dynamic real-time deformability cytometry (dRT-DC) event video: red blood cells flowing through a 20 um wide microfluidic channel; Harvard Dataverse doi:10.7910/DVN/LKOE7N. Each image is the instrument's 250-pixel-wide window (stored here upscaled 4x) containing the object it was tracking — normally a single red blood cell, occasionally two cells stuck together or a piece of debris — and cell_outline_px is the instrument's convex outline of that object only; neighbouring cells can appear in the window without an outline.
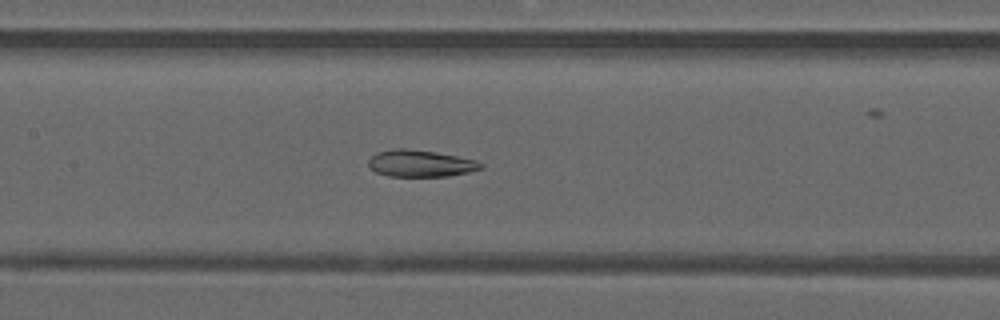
{"species": "common noctule bat (a hibernating species)", "species_latin": "Nyctalus noctula", "temperature_condition": "warm", "stored_images_in_passage": 42, "camera_frame_rate_fps": 3000, "um_per_image_px": 0.085, "animal": {"sex": "male", "forearm_length_mm": 52.5}, "frame": {"image": 1, "passage_image": 23, "time_ms": 7.333, "image_size_px": [1000, 320], "cell_outline_px": [[484, 168], [468, 172], [448, 176], [388, 176], [376, 172], [368, 168], [368, 160], [372, 156], [380, 152], [396, 148], [404, 148], [436, 152], [476, 160], [484, 164]], "centroid_in_image_um": [35.74, 13.9], "position_along_channel_um": 171.7, "area_um2": 17.51}}
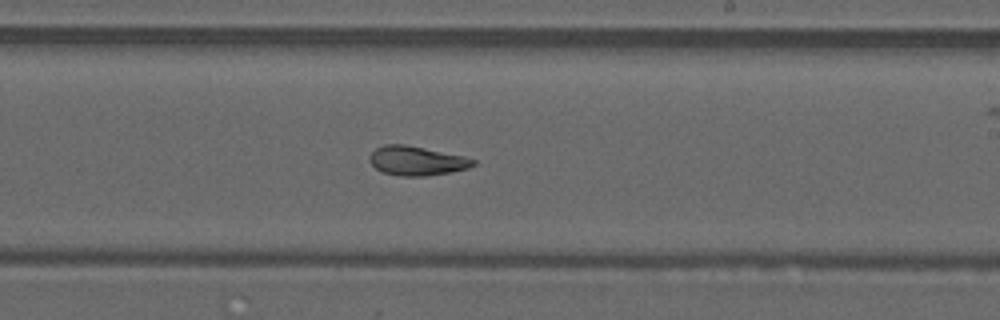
{"frame": {"image": 2, "passage_image": 29, "time_ms": 9.333, "image_size_px": [1000, 320], "cell_outline_px": [[476, 164], [468, 168], [448, 172], [424, 176], [400, 176], [384, 172], [376, 168], [368, 160], [368, 156], [376, 148], [384, 144], [404, 144], [464, 156], [476, 160]], "centroid_in_image_um": [35.4, 13.66], "position_along_channel_um": 253.6, "area_um2": 17.51}}
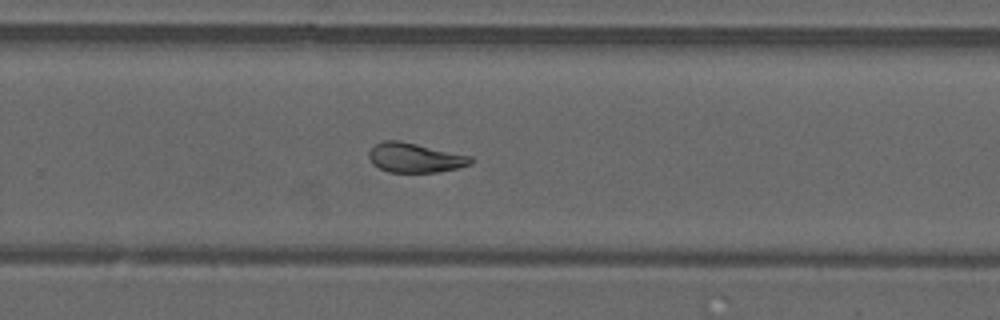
{"frame": {"image": 3, "passage_image": 32, "time_ms": 10.333, "image_size_px": [1000, 320], "cell_outline_px": [[472, 164], [456, 168], [436, 172], [388, 172], [372, 164], [368, 156], [368, 152], [376, 144], [384, 140], [396, 140], [416, 144], [472, 156]], "centroid_in_image_um": [35.25, 13.41], "position_along_channel_um": 294.6, "area_um2": 17.34}, "authors_computed_cell_mechanics": {"area_um2": 18.6116, "velocity_mm_per_s": 4.117, "shape_relaxation_time_tau1_ms": null, "shape_relaxation_time_tau2_ms": 2.0146, "deformation_change_tau1": null, "deformation_change_tau2": 0.0803}}